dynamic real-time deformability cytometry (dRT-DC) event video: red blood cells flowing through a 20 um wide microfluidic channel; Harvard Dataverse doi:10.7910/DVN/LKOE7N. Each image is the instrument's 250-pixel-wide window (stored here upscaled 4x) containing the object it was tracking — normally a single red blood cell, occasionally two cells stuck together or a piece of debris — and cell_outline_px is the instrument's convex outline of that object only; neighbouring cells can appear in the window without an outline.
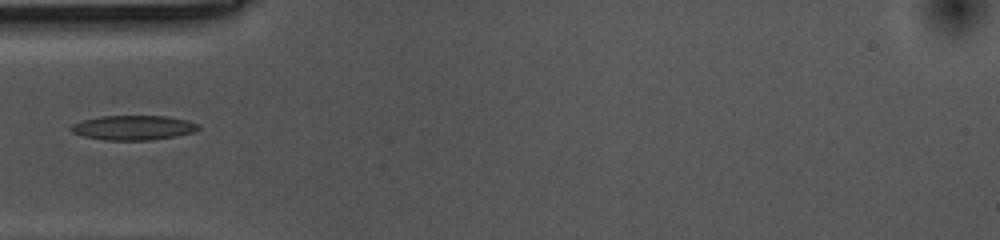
{"species": "common noctule bat (a hibernating species)", "species_latin": "Nyctalus noctula", "temperature_condition": "cold", "stored_images_in_passage": 23, "camera_frame_rate_fps": 3000, "um_per_image_px": 0.085, "animal": {"sex": "female", "body_mass_g": 10.0, "forearm_length_mm": 53.1}, "frame": {"image": 1, "passage_image": 1, "time_ms": 0.0, "image_size_px": [1000, 240], "cell_outline_px": [[200, 128], [196, 132], [176, 136], [152, 140], [104, 140], [84, 136], [72, 132], [68, 128], [72, 124], [84, 120], [100, 116], [168, 116], [188, 120], [200, 124]], "centroid_in_image_um": [11.38, 10.85], "position_along_channel_um": 73.6, "area_um2": 18.44}}
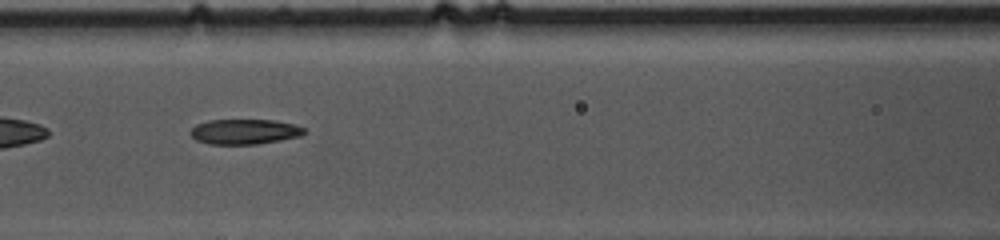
{"frame": {"image": 2, "passage_image": 7, "time_ms": 2.0, "image_size_px": [1000, 240], "cell_outline_px": [[304, 132], [300, 136], [280, 140], [256, 144], [208, 144], [196, 140], [188, 132], [196, 124], [208, 120], [272, 120], [296, 124], [304, 128]], "centroid_in_image_um": [20.75, 11.19], "position_along_channel_um": 145.8, "area_um2": 16.65}}
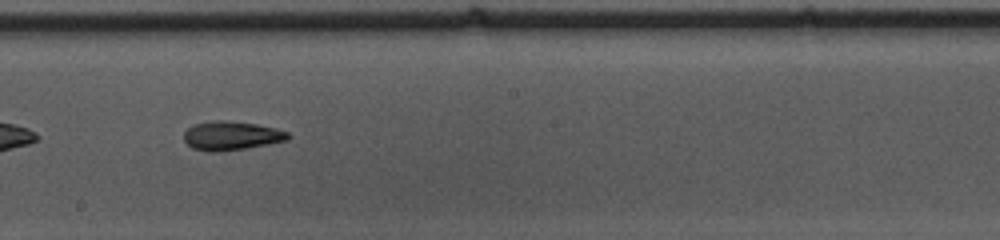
{"frame": {"image": 3, "passage_image": 14, "time_ms": 4.333, "image_size_px": [1000, 240], "cell_outline_px": [[292, 136], [288, 140], [248, 148], [216, 152], [208, 152], [192, 148], [184, 140], [184, 132], [192, 124], [212, 120], [224, 120], [256, 124], [276, 128], [288, 132]], "centroid_in_image_um": [19.66, 11.53], "position_along_channel_um": 228.5, "area_um2": 17.74}}